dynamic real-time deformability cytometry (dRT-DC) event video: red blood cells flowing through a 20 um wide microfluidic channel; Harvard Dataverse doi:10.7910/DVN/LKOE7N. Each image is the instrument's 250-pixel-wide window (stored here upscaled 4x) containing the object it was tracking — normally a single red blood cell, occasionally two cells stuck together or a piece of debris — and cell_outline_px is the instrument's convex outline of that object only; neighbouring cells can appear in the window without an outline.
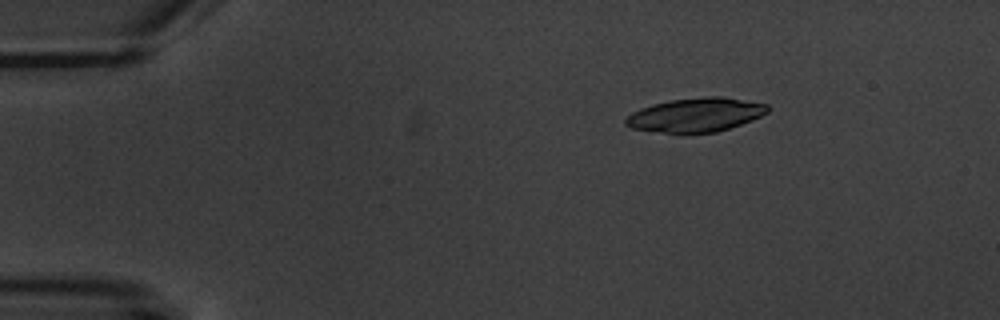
{"species": "common noctule bat (a hibernating species)", "species_latin": "Nyctalus noctula", "temperature_condition": "warm", "stored_images_in_passage": 4, "camera_frame_rate_fps": 3000, "um_per_image_px": 0.085, "animal": {"sex": "male", "body_mass_g": 20.1, "forearm_length_mm": 53.5}, "frame": {"image": 1, "passage_image": 1, "time_ms": 0.0, "image_size_px": [1000, 320], "cell_outline_px": [[768, 112], [752, 120], [716, 132], [684, 136], [680, 136], [632, 128], [624, 124], [624, 120], [632, 112], [640, 108], [652, 104], [672, 100], [708, 96], [724, 96], [768, 104]], "centroid_in_image_um": [59.1, 9.8], "position_along_channel_um": 25.9, "area_um2": 28.78}}